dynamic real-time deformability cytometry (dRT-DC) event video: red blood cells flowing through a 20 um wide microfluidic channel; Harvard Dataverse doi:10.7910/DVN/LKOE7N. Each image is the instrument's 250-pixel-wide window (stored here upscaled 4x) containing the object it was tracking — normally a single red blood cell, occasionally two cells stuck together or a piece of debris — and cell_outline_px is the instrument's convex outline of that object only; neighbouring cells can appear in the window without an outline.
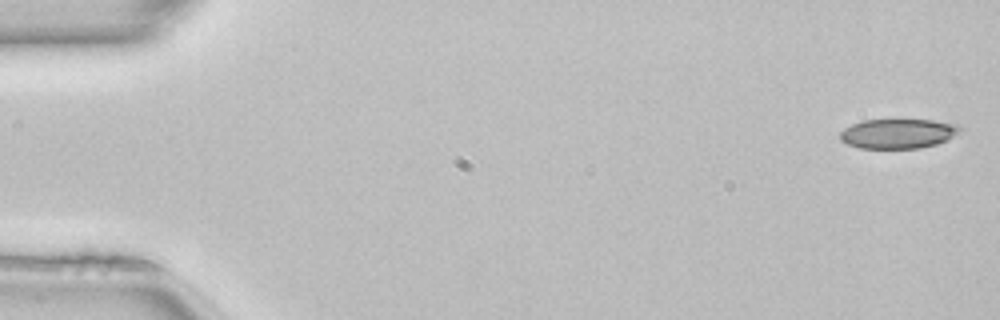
{"species": "common noctule bat (a hibernating species)", "species_latin": "Nyctalus noctula", "temperature_condition": "room temperature", "stored_images_in_passage": 50, "camera_frame_rate_fps": 3000, "um_per_image_px": 0.085, "animal": {"sex": "female", "body_mass_g": 22.7, "forearm_length_mm": 54.2}, "frame": {"image": 1, "passage_image": 1, "time_ms": 0.0, "image_size_px": [1000, 320], "cell_outline_px": [[964, 128], [948, 140], [936, 144], [920, 148], [860, 148], [848, 144], [840, 140], [840, 132], [844, 128], [852, 124], [864, 120], [932, 120], [960, 124]], "centroid_in_image_um": [76.37, 11.35], "position_along_channel_um": 8.6, "area_um2": 20.81}}
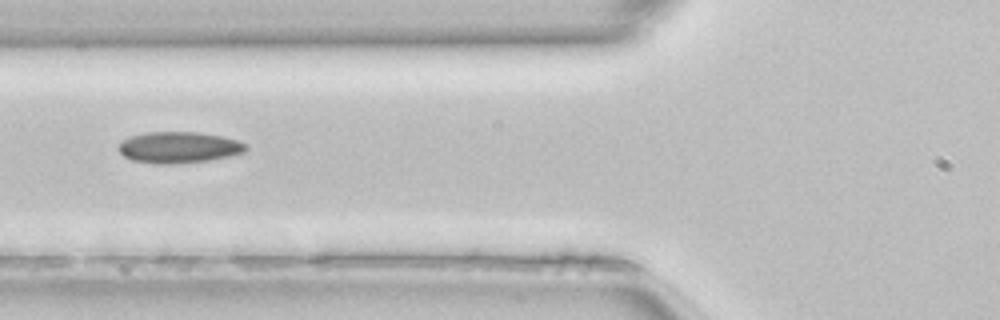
{"frame": {"image": 2, "passage_image": 19, "time_ms": 6.0, "image_size_px": [1000, 320], "cell_outline_px": [[248, 148], [244, 152], [228, 156], [208, 160], [176, 164], [156, 164], [132, 160], [124, 156], [116, 148], [120, 140], [128, 136], [148, 132], [196, 132], [220, 136], [236, 140], [248, 144]], "centroid_in_image_um": [15.14, 12.53], "position_along_channel_um": 110.7, "area_um2": 23.35}}
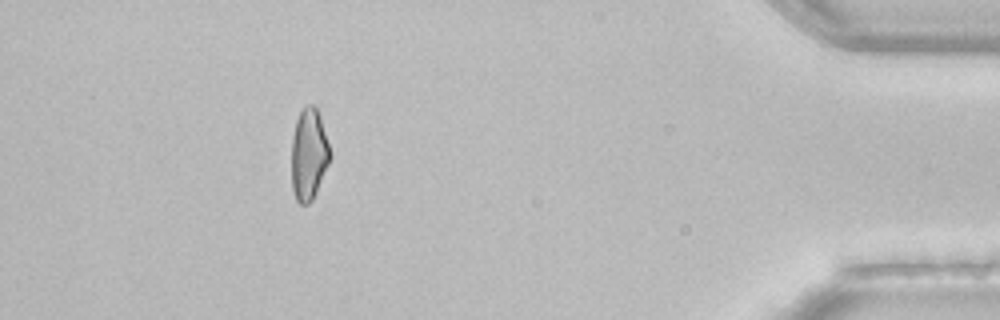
{"frame": {"image": 3, "passage_image": 45, "time_ms": 14.667, "image_size_px": [1000, 320], "cell_outline_px": [[332, 156], [316, 192], [312, 200], [308, 204], [300, 204], [296, 200], [292, 188], [292, 136], [296, 120], [304, 104], [312, 104], [316, 108], [320, 116]], "centroid_in_image_um": [26.24, 13.11], "position_along_channel_um": 409.0, "area_um2": 20.58}, "authors_computed_cell_mechanics": {"area_um2": 21.9062, "velocity_mm_per_s": 4.0964, "shape_relaxation_time_tau1_ms": 5.6399, "shape_relaxation_time_tau2_ms": 2.0771, "deformation_change_tau1": 0.1468, "deformation_change_tau2": 0.0915}}